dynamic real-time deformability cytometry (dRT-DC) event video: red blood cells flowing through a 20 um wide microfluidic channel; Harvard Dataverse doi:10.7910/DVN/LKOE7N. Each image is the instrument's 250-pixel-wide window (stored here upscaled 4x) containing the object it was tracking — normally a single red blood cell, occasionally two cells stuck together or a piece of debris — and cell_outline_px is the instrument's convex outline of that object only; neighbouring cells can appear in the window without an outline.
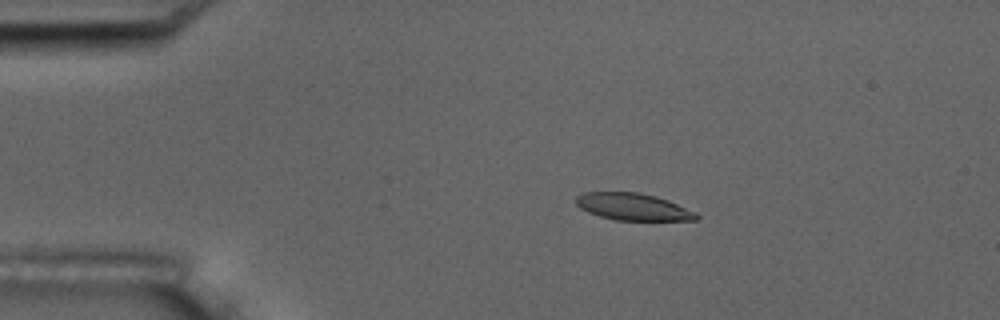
{"species": "common noctule bat (a hibernating species)", "species_latin": "Nyctalus noctula", "temperature_condition": "room temperature", "stored_images_in_passage": 4, "camera_frame_rate_fps": 3000, "um_per_image_px": 0.085, "animal": {"sex": "male", "body_mass_g": 17.5, "forearm_length_mm": 52.3}, "frame": {"image": 1, "passage_image": 3, "time_ms": 2.333, "image_size_px": [1000, 320], "cell_outline_px": [[700, 216], [696, 220], [616, 220], [600, 216], [588, 212], [580, 208], [576, 204], [576, 196], [584, 192], [640, 192], [656, 196], [668, 200], [696, 212]], "centroid_in_image_um": [53.81, 17.57], "position_along_channel_um": 31.2, "area_um2": 18.96}}